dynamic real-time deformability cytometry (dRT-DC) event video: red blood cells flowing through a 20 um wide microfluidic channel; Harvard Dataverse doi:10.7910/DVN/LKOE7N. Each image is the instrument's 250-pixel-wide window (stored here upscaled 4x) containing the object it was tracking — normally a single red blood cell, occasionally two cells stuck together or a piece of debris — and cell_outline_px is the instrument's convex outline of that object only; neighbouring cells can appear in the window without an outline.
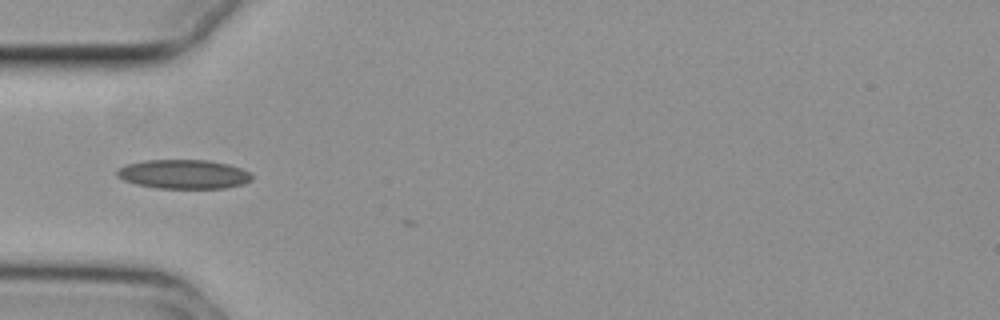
{"species": "common noctule bat (a hibernating species)", "species_latin": "Nyctalus noctula", "temperature_condition": "cold", "stored_images_in_passage": 5, "camera_frame_rate_fps": 3000, "um_per_image_px": 0.085, "animal": {"sex": "female", "body_mass_g": 29.2, "forearm_length_mm": 56.3}, "frame": {"image": 1, "passage_image": 1, "time_ms": 0.0, "image_size_px": [1000, 320], "cell_outline_px": [[252, 180], [244, 184], [224, 188], [156, 188], [136, 184], [124, 180], [116, 176], [116, 172], [120, 168], [128, 164], [148, 160], [208, 160], [228, 164], [240, 168], [248, 172], [252, 176]], "centroid_in_image_um": [15.62, 14.81], "position_along_channel_um": 69.4, "area_um2": 22.77}}
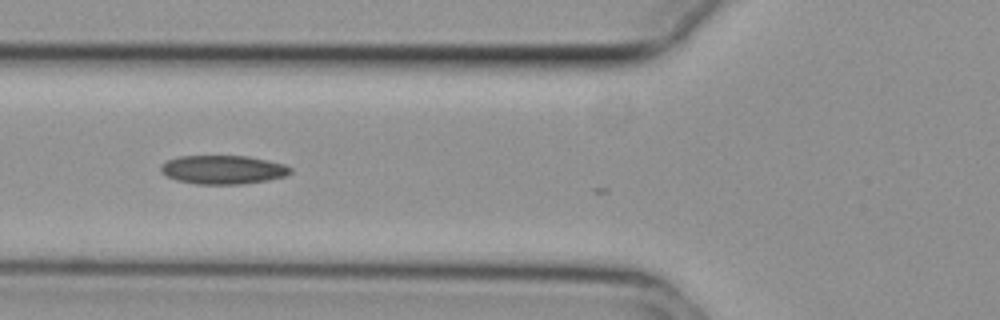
{"frame": {"image": 2, "passage_image": 4, "time_ms": 1.0, "image_size_px": [1000, 320], "cell_outline_px": [[292, 172], [284, 176], [268, 180], [244, 184], [196, 184], [176, 180], [160, 172], [160, 164], [168, 160], [180, 156], [248, 156], [268, 160], [284, 164], [292, 168]], "centroid_in_image_um": [18.95, 14.42], "position_along_channel_um": 106.8, "area_um2": 21.79}}